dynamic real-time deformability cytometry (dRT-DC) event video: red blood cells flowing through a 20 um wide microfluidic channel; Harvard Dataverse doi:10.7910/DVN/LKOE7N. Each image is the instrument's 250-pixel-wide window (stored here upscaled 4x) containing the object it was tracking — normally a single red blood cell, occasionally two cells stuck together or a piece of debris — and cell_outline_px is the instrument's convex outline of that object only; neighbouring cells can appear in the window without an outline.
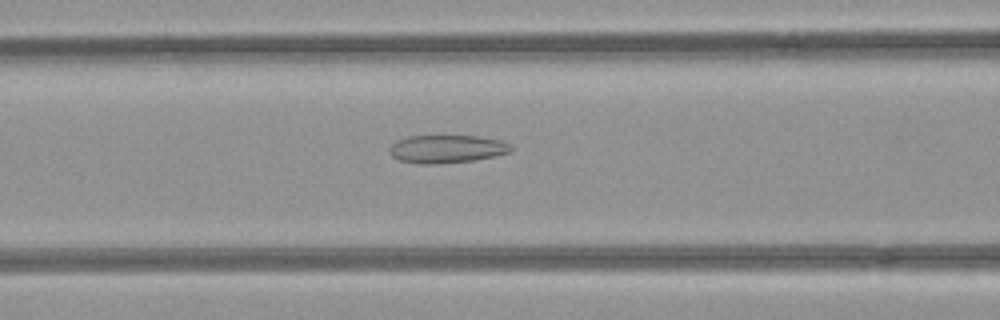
{"species": "common noctule bat (a hibernating species)", "species_latin": "Nyctalus noctula", "temperature_condition": "room temperature", "stored_images_in_passage": 39, "camera_frame_rate_fps": 3000, "um_per_image_px": 0.085, "animal": {"sex": "female", "body_mass_g": 21.9}, "frame": {"image": 1, "passage_image": 9, "time_ms": 2.667, "image_size_px": [1000, 320], "cell_outline_px": [[512, 152], [472, 160], [436, 164], [416, 164], [400, 160], [392, 156], [388, 152], [388, 148], [396, 140], [408, 136], [480, 136], [500, 140], [508, 144], [512, 148]], "centroid_in_image_um": [37.92, 12.66], "position_along_channel_um": 128.7, "area_um2": 19.83}}
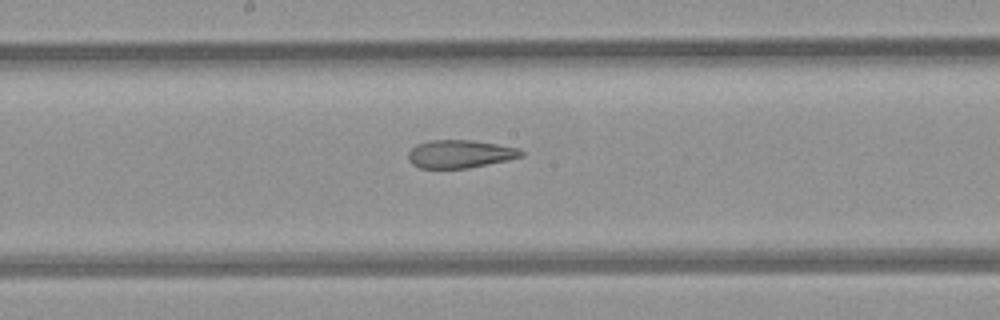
{"frame": {"image": 2, "passage_image": 15, "time_ms": 4.667, "image_size_px": [1000, 320], "cell_outline_px": [[524, 156], [508, 160], [468, 168], [420, 168], [412, 164], [408, 160], [408, 152], [416, 144], [428, 140], [472, 140], [520, 148], [524, 152]], "centroid_in_image_um": [39.1, 13.08], "position_along_channel_um": 209.1, "area_um2": 18.55}}
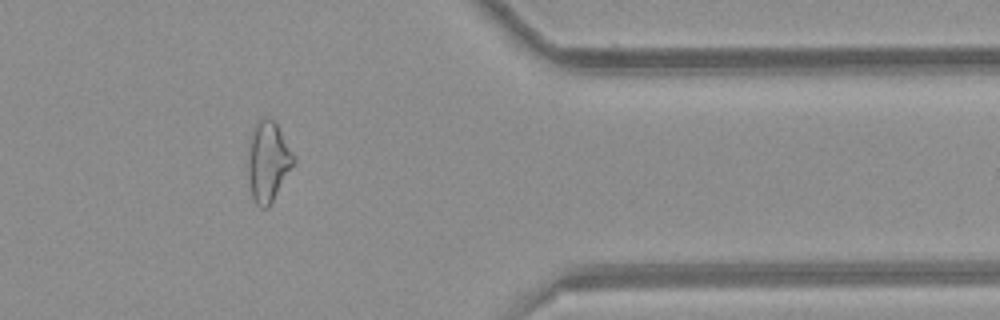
{"frame": {"image": 3, "passage_image": 30, "time_ms": 9.667, "image_size_px": [1000, 320], "cell_outline_px": [[296, 160], [268, 208], [260, 208], [256, 204], [252, 196], [248, 172], [248, 156], [252, 132], [256, 124], [264, 116], [276, 120], [296, 156]], "centroid_in_image_um": [22.82, 13.69], "position_along_channel_um": 388.6, "area_um2": 21.33}, "authors_computed_cell_mechanics": {"area_um2": 20.4612, "velocity_mm_per_s": 4.0088, "shape_relaxation_time_tau1_ms": null, "shape_relaxation_time_tau2_ms": 3.3197, "deformation_change_tau1": null, "deformation_change_tau2": 0.1363}}